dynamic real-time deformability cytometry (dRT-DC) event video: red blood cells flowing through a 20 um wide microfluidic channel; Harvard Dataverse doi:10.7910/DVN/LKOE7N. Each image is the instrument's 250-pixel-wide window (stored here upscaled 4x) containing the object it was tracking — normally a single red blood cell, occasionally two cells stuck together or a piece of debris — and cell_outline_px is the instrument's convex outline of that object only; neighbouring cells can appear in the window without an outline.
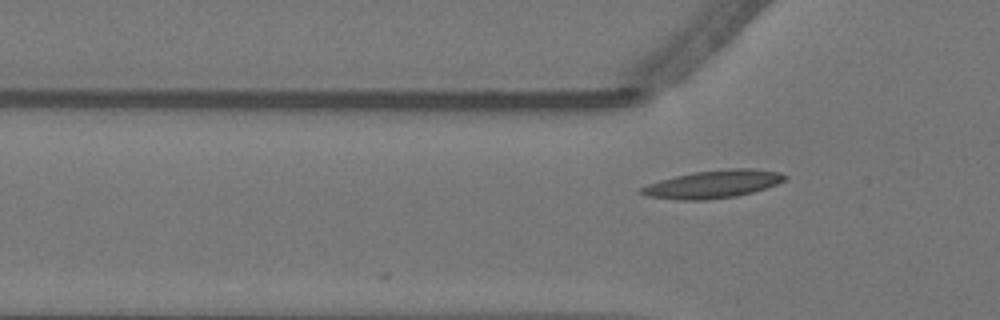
{"species": "Egyptian fruit bat (a non-hibernating species)", "species_latin": "Rousettus aegyptiacus", "temperature_condition": "warm", "stored_images_in_passage": 2, "camera_frame_rate_fps": 3000, "um_per_image_px": 0.085, "animal": {"sex": "female"}, "frame": {"image": 1, "passage_image": 2, "time_ms": 0.333, "image_size_px": [1000, 320], "cell_outline_px": [[788, 176], [784, 180], [776, 184], [752, 192], [736, 196], [704, 200], [680, 200], [648, 196], [640, 192], [640, 188], [648, 184], [660, 180], [692, 172], [732, 168], [752, 168], [780, 172]], "centroid_in_image_um": [60.62, 15.64], "position_along_channel_um": 65.2, "area_um2": 23.06}}